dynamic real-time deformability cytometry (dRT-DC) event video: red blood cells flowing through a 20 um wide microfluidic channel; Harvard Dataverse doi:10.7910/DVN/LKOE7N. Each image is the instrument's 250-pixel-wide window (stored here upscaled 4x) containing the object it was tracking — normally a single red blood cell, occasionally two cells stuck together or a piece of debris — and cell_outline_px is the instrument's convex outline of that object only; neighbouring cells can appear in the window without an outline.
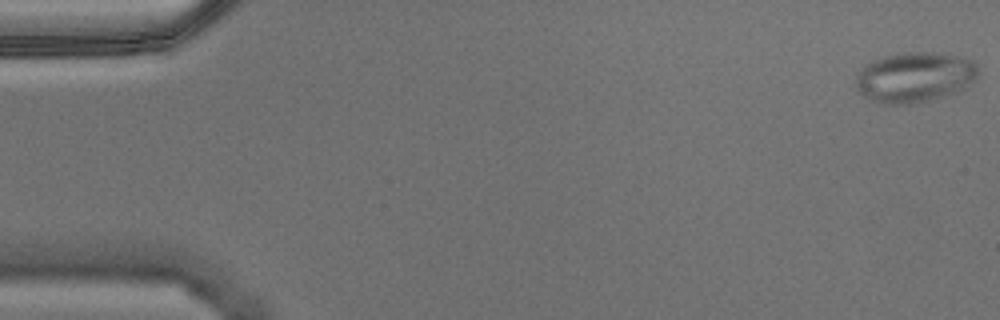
{"species": "Egyptian fruit bat (a non-hibernating species)", "species_latin": "Rousettus aegyptiacus", "temperature_condition": "warm", "stored_images_in_passage": 5, "camera_frame_rate_fps": 3000, "um_per_image_px": 0.085, "animal": {"sex": "male"}, "frame": {"image": 1, "passage_image": 1, "time_ms": 0.0, "image_size_px": [1000, 320], "cell_outline_px": [[976, 80], [968, 88], [932, 100], [908, 104], [880, 104], [868, 100], [856, 88], [856, 76], [872, 60], [884, 56], [908, 52], [932, 52], [960, 56], [972, 60], [976, 64]], "centroid_in_image_um": [77.77, 6.58], "position_along_channel_um": 7.2, "area_um2": 36.01}}